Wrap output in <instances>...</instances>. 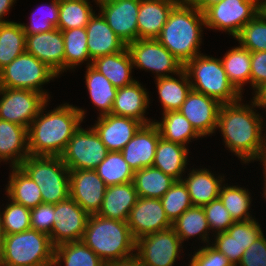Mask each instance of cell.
I'll list each match as a JSON object with an SVG mask.
<instances>
[{
    "label": "cell",
    "instance_id": "2e32d148",
    "mask_svg": "<svg viewBox=\"0 0 266 266\" xmlns=\"http://www.w3.org/2000/svg\"><path fill=\"white\" fill-rule=\"evenodd\" d=\"M106 188L95 170H70V197L89 215L99 212Z\"/></svg>",
    "mask_w": 266,
    "mask_h": 266
},
{
    "label": "cell",
    "instance_id": "ffe728a7",
    "mask_svg": "<svg viewBox=\"0 0 266 266\" xmlns=\"http://www.w3.org/2000/svg\"><path fill=\"white\" fill-rule=\"evenodd\" d=\"M26 52L45 63L58 76L64 72V37L58 28L26 35Z\"/></svg>",
    "mask_w": 266,
    "mask_h": 266
},
{
    "label": "cell",
    "instance_id": "681fc988",
    "mask_svg": "<svg viewBox=\"0 0 266 266\" xmlns=\"http://www.w3.org/2000/svg\"><path fill=\"white\" fill-rule=\"evenodd\" d=\"M190 260L189 266H232L228 258L210 244L195 251Z\"/></svg>",
    "mask_w": 266,
    "mask_h": 266
},
{
    "label": "cell",
    "instance_id": "30bf717a",
    "mask_svg": "<svg viewBox=\"0 0 266 266\" xmlns=\"http://www.w3.org/2000/svg\"><path fill=\"white\" fill-rule=\"evenodd\" d=\"M108 152L92 127L86 130L80 126L60 157L69 170H95Z\"/></svg>",
    "mask_w": 266,
    "mask_h": 266
},
{
    "label": "cell",
    "instance_id": "f1b7e54d",
    "mask_svg": "<svg viewBox=\"0 0 266 266\" xmlns=\"http://www.w3.org/2000/svg\"><path fill=\"white\" fill-rule=\"evenodd\" d=\"M188 148L178 143L167 141L162 137L156 146L153 167L158 168L175 180H182L187 165Z\"/></svg>",
    "mask_w": 266,
    "mask_h": 266
},
{
    "label": "cell",
    "instance_id": "ee69618b",
    "mask_svg": "<svg viewBox=\"0 0 266 266\" xmlns=\"http://www.w3.org/2000/svg\"><path fill=\"white\" fill-rule=\"evenodd\" d=\"M160 201L168 219L172 223L193 206L187 186L183 180H176L160 198Z\"/></svg>",
    "mask_w": 266,
    "mask_h": 266
},
{
    "label": "cell",
    "instance_id": "4dcf8cb0",
    "mask_svg": "<svg viewBox=\"0 0 266 266\" xmlns=\"http://www.w3.org/2000/svg\"><path fill=\"white\" fill-rule=\"evenodd\" d=\"M12 169L5 189L9 197L8 200L29 209L42 204L41 191L38 185L20 167H12Z\"/></svg>",
    "mask_w": 266,
    "mask_h": 266
},
{
    "label": "cell",
    "instance_id": "9a60e30c",
    "mask_svg": "<svg viewBox=\"0 0 266 266\" xmlns=\"http://www.w3.org/2000/svg\"><path fill=\"white\" fill-rule=\"evenodd\" d=\"M96 4L101 8L102 17L126 45L138 39L140 0H101Z\"/></svg>",
    "mask_w": 266,
    "mask_h": 266
},
{
    "label": "cell",
    "instance_id": "b9f144b4",
    "mask_svg": "<svg viewBox=\"0 0 266 266\" xmlns=\"http://www.w3.org/2000/svg\"><path fill=\"white\" fill-rule=\"evenodd\" d=\"M218 198L235 222L253 219L250 212H248L252 202L248 189L238 187V185L228 186L223 184Z\"/></svg>",
    "mask_w": 266,
    "mask_h": 266
},
{
    "label": "cell",
    "instance_id": "11a10c76",
    "mask_svg": "<svg viewBox=\"0 0 266 266\" xmlns=\"http://www.w3.org/2000/svg\"><path fill=\"white\" fill-rule=\"evenodd\" d=\"M104 266H145L140 259L134 254L121 260L105 262Z\"/></svg>",
    "mask_w": 266,
    "mask_h": 266
},
{
    "label": "cell",
    "instance_id": "836d02e7",
    "mask_svg": "<svg viewBox=\"0 0 266 266\" xmlns=\"http://www.w3.org/2000/svg\"><path fill=\"white\" fill-rule=\"evenodd\" d=\"M221 62L229 82L242 95L244 84L250 81L251 52L239 45L226 52Z\"/></svg>",
    "mask_w": 266,
    "mask_h": 266
},
{
    "label": "cell",
    "instance_id": "f907efd6",
    "mask_svg": "<svg viewBox=\"0 0 266 266\" xmlns=\"http://www.w3.org/2000/svg\"><path fill=\"white\" fill-rule=\"evenodd\" d=\"M54 204L42 203L31 209V228L50 235L55 225Z\"/></svg>",
    "mask_w": 266,
    "mask_h": 266
},
{
    "label": "cell",
    "instance_id": "ac0fdd59",
    "mask_svg": "<svg viewBox=\"0 0 266 266\" xmlns=\"http://www.w3.org/2000/svg\"><path fill=\"white\" fill-rule=\"evenodd\" d=\"M221 106L216 99L191 89L179 111L190 121L196 132L205 137L215 133Z\"/></svg>",
    "mask_w": 266,
    "mask_h": 266
},
{
    "label": "cell",
    "instance_id": "5b68a950",
    "mask_svg": "<svg viewBox=\"0 0 266 266\" xmlns=\"http://www.w3.org/2000/svg\"><path fill=\"white\" fill-rule=\"evenodd\" d=\"M54 248L48 234L33 228L5 235L0 245V266H53Z\"/></svg>",
    "mask_w": 266,
    "mask_h": 266
},
{
    "label": "cell",
    "instance_id": "4fadbf2b",
    "mask_svg": "<svg viewBox=\"0 0 266 266\" xmlns=\"http://www.w3.org/2000/svg\"><path fill=\"white\" fill-rule=\"evenodd\" d=\"M182 241L172 227L136 240L135 255L145 266H173Z\"/></svg>",
    "mask_w": 266,
    "mask_h": 266
},
{
    "label": "cell",
    "instance_id": "5bb4252c",
    "mask_svg": "<svg viewBox=\"0 0 266 266\" xmlns=\"http://www.w3.org/2000/svg\"><path fill=\"white\" fill-rule=\"evenodd\" d=\"M55 225L49 237L54 247L82 240L89 214L85 212L70 196L54 204Z\"/></svg>",
    "mask_w": 266,
    "mask_h": 266
},
{
    "label": "cell",
    "instance_id": "d6a6232c",
    "mask_svg": "<svg viewBox=\"0 0 266 266\" xmlns=\"http://www.w3.org/2000/svg\"><path fill=\"white\" fill-rule=\"evenodd\" d=\"M162 114V121H154L153 123L158 127L160 136L163 139L187 146V143L191 142L192 139L201 137L190 121L180 111Z\"/></svg>",
    "mask_w": 266,
    "mask_h": 266
},
{
    "label": "cell",
    "instance_id": "db71d44e",
    "mask_svg": "<svg viewBox=\"0 0 266 266\" xmlns=\"http://www.w3.org/2000/svg\"><path fill=\"white\" fill-rule=\"evenodd\" d=\"M249 83L254 92L266 83V51L251 52V74Z\"/></svg>",
    "mask_w": 266,
    "mask_h": 266
},
{
    "label": "cell",
    "instance_id": "7402d4cb",
    "mask_svg": "<svg viewBox=\"0 0 266 266\" xmlns=\"http://www.w3.org/2000/svg\"><path fill=\"white\" fill-rule=\"evenodd\" d=\"M93 15L87 24V48L90 59L121 52L127 45L111 29L100 13Z\"/></svg>",
    "mask_w": 266,
    "mask_h": 266
},
{
    "label": "cell",
    "instance_id": "7dc6e473",
    "mask_svg": "<svg viewBox=\"0 0 266 266\" xmlns=\"http://www.w3.org/2000/svg\"><path fill=\"white\" fill-rule=\"evenodd\" d=\"M261 225L254 219L234 222L226 231L246 251L255 240L263 234Z\"/></svg>",
    "mask_w": 266,
    "mask_h": 266
},
{
    "label": "cell",
    "instance_id": "44dd1931",
    "mask_svg": "<svg viewBox=\"0 0 266 266\" xmlns=\"http://www.w3.org/2000/svg\"><path fill=\"white\" fill-rule=\"evenodd\" d=\"M160 137L159 129L154 123L143 125L120 151L134 172L153 165Z\"/></svg>",
    "mask_w": 266,
    "mask_h": 266
},
{
    "label": "cell",
    "instance_id": "83f0119b",
    "mask_svg": "<svg viewBox=\"0 0 266 266\" xmlns=\"http://www.w3.org/2000/svg\"><path fill=\"white\" fill-rule=\"evenodd\" d=\"M91 66L117 89L136 81L131 76L133 64L127 48L121 52L98 57L92 61Z\"/></svg>",
    "mask_w": 266,
    "mask_h": 266
},
{
    "label": "cell",
    "instance_id": "bcb514c9",
    "mask_svg": "<svg viewBox=\"0 0 266 266\" xmlns=\"http://www.w3.org/2000/svg\"><path fill=\"white\" fill-rule=\"evenodd\" d=\"M2 211V226L5 235L19 233L31 228V209L10 200Z\"/></svg>",
    "mask_w": 266,
    "mask_h": 266
},
{
    "label": "cell",
    "instance_id": "8d00e7d4",
    "mask_svg": "<svg viewBox=\"0 0 266 266\" xmlns=\"http://www.w3.org/2000/svg\"><path fill=\"white\" fill-rule=\"evenodd\" d=\"M104 266V262L82 240L60 244L54 248L53 266Z\"/></svg>",
    "mask_w": 266,
    "mask_h": 266
},
{
    "label": "cell",
    "instance_id": "91938a15",
    "mask_svg": "<svg viewBox=\"0 0 266 266\" xmlns=\"http://www.w3.org/2000/svg\"><path fill=\"white\" fill-rule=\"evenodd\" d=\"M260 162H263V166L266 167V136H264V146L260 157Z\"/></svg>",
    "mask_w": 266,
    "mask_h": 266
},
{
    "label": "cell",
    "instance_id": "52a82bcc",
    "mask_svg": "<svg viewBox=\"0 0 266 266\" xmlns=\"http://www.w3.org/2000/svg\"><path fill=\"white\" fill-rule=\"evenodd\" d=\"M19 167L38 185L43 203L57 204L70 196V170L61 157L29 155Z\"/></svg>",
    "mask_w": 266,
    "mask_h": 266
},
{
    "label": "cell",
    "instance_id": "7a4b0ae2",
    "mask_svg": "<svg viewBox=\"0 0 266 266\" xmlns=\"http://www.w3.org/2000/svg\"><path fill=\"white\" fill-rule=\"evenodd\" d=\"M46 102L28 128L29 155L60 157L85 119V109L65 103L43 114Z\"/></svg>",
    "mask_w": 266,
    "mask_h": 266
},
{
    "label": "cell",
    "instance_id": "d4e9b609",
    "mask_svg": "<svg viewBox=\"0 0 266 266\" xmlns=\"http://www.w3.org/2000/svg\"><path fill=\"white\" fill-rule=\"evenodd\" d=\"M28 156V129L0 119V162L11 161V167H19Z\"/></svg>",
    "mask_w": 266,
    "mask_h": 266
},
{
    "label": "cell",
    "instance_id": "d6986e66",
    "mask_svg": "<svg viewBox=\"0 0 266 266\" xmlns=\"http://www.w3.org/2000/svg\"><path fill=\"white\" fill-rule=\"evenodd\" d=\"M92 126L108 151H121L144 125L131 117L105 114Z\"/></svg>",
    "mask_w": 266,
    "mask_h": 266
},
{
    "label": "cell",
    "instance_id": "8fae6325",
    "mask_svg": "<svg viewBox=\"0 0 266 266\" xmlns=\"http://www.w3.org/2000/svg\"><path fill=\"white\" fill-rule=\"evenodd\" d=\"M133 67L156 74L155 78L177 75L183 64L157 39H137L127 44ZM168 73V74H167ZM172 75H169V74Z\"/></svg>",
    "mask_w": 266,
    "mask_h": 266
},
{
    "label": "cell",
    "instance_id": "277c9868",
    "mask_svg": "<svg viewBox=\"0 0 266 266\" xmlns=\"http://www.w3.org/2000/svg\"><path fill=\"white\" fill-rule=\"evenodd\" d=\"M82 241L105 263L133 256L136 240L125 221L90 215Z\"/></svg>",
    "mask_w": 266,
    "mask_h": 266
},
{
    "label": "cell",
    "instance_id": "e575fe53",
    "mask_svg": "<svg viewBox=\"0 0 266 266\" xmlns=\"http://www.w3.org/2000/svg\"><path fill=\"white\" fill-rule=\"evenodd\" d=\"M85 80L92 103L100 109V116L110 114L117 88L91 65L87 66Z\"/></svg>",
    "mask_w": 266,
    "mask_h": 266
},
{
    "label": "cell",
    "instance_id": "7c38bea8",
    "mask_svg": "<svg viewBox=\"0 0 266 266\" xmlns=\"http://www.w3.org/2000/svg\"><path fill=\"white\" fill-rule=\"evenodd\" d=\"M0 119L29 128L42 106L49 102L41 93L0 87Z\"/></svg>",
    "mask_w": 266,
    "mask_h": 266
},
{
    "label": "cell",
    "instance_id": "6f0895ef",
    "mask_svg": "<svg viewBox=\"0 0 266 266\" xmlns=\"http://www.w3.org/2000/svg\"><path fill=\"white\" fill-rule=\"evenodd\" d=\"M253 99L258 104L259 108H266V83L255 92Z\"/></svg>",
    "mask_w": 266,
    "mask_h": 266
},
{
    "label": "cell",
    "instance_id": "7bdbcfd3",
    "mask_svg": "<svg viewBox=\"0 0 266 266\" xmlns=\"http://www.w3.org/2000/svg\"><path fill=\"white\" fill-rule=\"evenodd\" d=\"M235 38L250 52L266 51V14L261 10Z\"/></svg>",
    "mask_w": 266,
    "mask_h": 266
},
{
    "label": "cell",
    "instance_id": "6da1fadb",
    "mask_svg": "<svg viewBox=\"0 0 266 266\" xmlns=\"http://www.w3.org/2000/svg\"><path fill=\"white\" fill-rule=\"evenodd\" d=\"M242 100L241 98L233 103L222 104L217 128L224 137L225 147L235 153L243 163L256 159L259 161L264 146L265 133L262 134L264 121L262 116L254 111L255 107H259L254 99L251 106L241 104Z\"/></svg>",
    "mask_w": 266,
    "mask_h": 266
},
{
    "label": "cell",
    "instance_id": "cb8c5ba5",
    "mask_svg": "<svg viewBox=\"0 0 266 266\" xmlns=\"http://www.w3.org/2000/svg\"><path fill=\"white\" fill-rule=\"evenodd\" d=\"M149 100L146 88L144 89L136 80L130 85L117 89L111 114L131 117L144 125L151 124L154 121L145 117V111L150 103Z\"/></svg>",
    "mask_w": 266,
    "mask_h": 266
},
{
    "label": "cell",
    "instance_id": "9f6ffc18",
    "mask_svg": "<svg viewBox=\"0 0 266 266\" xmlns=\"http://www.w3.org/2000/svg\"><path fill=\"white\" fill-rule=\"evenodd\" d=\"M190 4H192L196 9L200 12H204L206 9L211 7L212 5L219 3L221 0H187Z\"/></svg>",
    "mask_w": 266,
    "mask_h": 266
},
{
    "label": "cell",
    "instance_id": "4316f807",
    "mask_svg": "<svg viewBox=\"0 0 266 266\" xmlns=\"http://www.w3.org/2000/svg\"><path fill=\"white\" fill-rule=\"evenodd\" d=\"M188 178L182 179L187 186L193 206H203L218 199L224 176L215 177L208 169H192ZM223 177V178H222Z\"/></svg>",
    "mask_w": 266,
    "mask_h": 266
},
{
    "label": "cell",
    "instance_id": "f35d334b",
    "mask_svg": "<svg viewBox=\"0 0 266 266\" xmlns=\"http://www.w3.org/2000/svg\"><path fill=\"white\" fill-rule=\"evenodd\" d=\"M64 37V71L75 68L84 61L87 66L92 64L87 48L86 28L61 30Z\"/></svg>",
    "mask_w": 266,
    "mask_h": 266
},
{
    "label": "cell",
    "instance_id": "603a6c76",
    "mask_svg": "<svg viewBox=\"0 0 266 266\" xmlns=\"http://www.w3.org/2000/svg\"><path fill=\"white\" fill-rule=\"evenodd\" d=\"M180 0H140L138 39H157L173 7Z\"/></svg>",
    "mask_w": 266,
    "mask_h": 266
},
{
    "label": "cell",
    "instance_id": "c3c4849f",
    "mask_svg": "<svg viewBox=\"0 0 266 266\" xmlns=\"http://www.w3.org/2000/svg\"><path fill=\"white\" fill-rule=\"evenodd\" d=\"M202 207L206 214L210 230L212 229L216 234L226 232L235 222L219 198Z\"/></svg>",
    "mask_w": 266,
    "mask_h": 266
},
{
    "label": "cell",
    "instance_id": "e0dca14e",
    "mask_svg": "<svg viewBox=\"0 0 266 266\" xmlns=\"http://www.w3.org/2000/svg\"><path fill=\"white\" fill-rule=\"evenodd\" d=\"M127 224L135 240L172 227L160 199L138 197Z\"/></svg>",
    "mask_w": 266,
    "mask_h": 266
},
{
    "label": "cell",
    "instance_id": "816d5d0a",
    "mask_svg": "<svg viewBox=\"0 0 266 266\" xmlns=\"http://www.w3.org/2000/svg\"><path fill=\"white\" fill-rule=\"evenodd\" d=\"M214 244L212 246L223 253L232 264L237 266L245 251H241V246L227 232L215 234Z\"/></svg>",
    "mask_w": 266,
    "mask_h": 266
},
{
    "label": "cell",
    "instance_id": "f546056e",
    "mask_svg": "<svg viewBox=\"0 0 266 266\" xmlns=\"http://www.w3.org/2000/svg\"><path fill=\"white\" fill-rule=\"evenodd\" d=\"M177 77L179 79L173 76L156 78V87L163 113L179 111L187 94L192 89L188 74L184 69L177 74Z\"/></svg>",
    "mask_w": 266,
    "mask_h": 266
},
{
    "label": "cell",
    "instance_id": "60d3db41",
    "mask_svg": "<svg viewBox=\"0 0 266 266\" xmlns=\"http://www.w3.org/2000/svg\"><path fill=\"white\" fill-rule=\"evenodd\" d=\"M88 0H59V30L83 28L95 14Z\"/></svg>",
    "mask_w": 266,
    "mask_h": 266
},
{
    "label": "cell",
    "instance_id": "ab89813d",
    "mask_svg": "<svg viewBox=\"0 0 266 266\" xmlns=\"http://www.w3.org/2000/svg\"><path fill=\"white\" fill-rule=\"evenodd\" d=\"M95 171L107 187L133 182L135 173L124 160L120 151H109L105 159L96 167Z\"/></svg>",
    "mask_w": 266,
    "mask_h": 266
},
{
    "label": "cell",
    "instance_id": "f6af8a7d",
    "mask_svg": "<svg viewBox=\"0 0 266 266\" xmlns=\"http://www.w3.org/2000/svg\"><path fill=\"white\" fill-rule=\"evenodd\" d=\"M47 6L48 7H46L45 4V7L46 9H48V11L44 13L42 12L43 4L41 5L42 9L38 6V8L31 15L29 25L21 23L25 35H34L42 32H48L57 28L59 21V0H51V3ZM37 11L38 13L39 11L41 13L39 16L37 14Z\"/></svg>",
    "mask_w": 266,
    "mask_h": 266
},
{
    "label": "cell",
    "instance_id": "3957f363",
    "mask_svg": "<svg viewBox=\"0 0 266 266\" xmlns=\"http://www.w3.org/2000/svg\"><path fill=\"white\" fill-rule=\"evenodd\" d=\"M203 26H206L203 13L187 0H180L171 10L157 40L184 66L201 54Z\"/></svg>",
    "mask_w": 266,
    "mask_h": 266
},
{
    "label": "cell",
    "instance_id": "74e56055",
    "mask_svg": "<svg viewBox=\"0 0 266 266\" xmlns=\"http://www.w3.org/2000/svg\"><path fill=\"white\" fill-rule=\"evenodd\" d=\"M172 228L182 243L190 237L199 235L204 243L210 244V226L202 206H192L172 223ZM209 231V232H208Z\"/></svg>",
    "mask_w": 266,
    "mask_h": 266
},
{
    "label": "cell",
    "instance_id": "484cf974",
    "mask_svg": "<svg viewBox=\"0 0 266 266\" xmlns=\"http://www.w3.org/2000/svg\"><path fill=\"white\" fill-rule=\"evenodd\" d=\"M137 199L138 194L133 182L108 186L97 215L127 222Z\"/></svg>",
    "mask_w": 266,
    "mask_h": 266
},
{
    "label": "cell",
    "instance_id": "be15d7a7",
    "mask_svg": "<svg viewBox=\"0 0 266 266\" xmlns=\"http://www.w3.org/2000/svg\"><path fill=\"white\" fill-rule=\"evenodd\" d=\"M261 10L266 14V0H261Z\"/></svg>",
    "mask_w": 266,
    "mask_h": 266
},
{
    "label": "cell",
    "instance_id": "1f68e13d",
    "mask_svg": "<svg viewBox=\"0 0 266 266\" xmlns=\"http://www.w3.org/2000/svg\"><path fill=\"white\" fill-rule=\"evenodd\" d=\"M176 180L156 167L135 171L133 184L138 197L160 199Z\"/></svg>",
    "mask_w": 266,
    "mask_h": 266
},
{
    "label": "cell",
    "instance_id": "d590c367",
    "mask_svg": "<svg viewBox=\"0 0 266 266\" xmlns=\"http://www.w3.org/2000/svg\"><path fill=\"white\" fill-rule=\"evenodd\" d=\"M26 52V35L21 23H0V71Z\"/></svg>",
    "mask_w": 266,
    "mask_h": 266
},
{
    "label": "cell",
    "instance_id": "f5cc1de1",
    "mask_svg": "<svg viewBox=\"0 0 266 266\" xmlns=\"http://www.w3.org/2000/svg\"><path fill=\"white\" fill-rule=\"evenodd\" d=\"M239 266H266V238L264 234L244 252Z\"/></svg>",
    "mask_w": 266,
    "mask_h": 266
},
{
    "label": "cell",
    "instance_id": "94428289",
    "mask_svg": "<svg viewBox=\"0 0 266 266\" xmlns=\"http://www.w3.org/2000/svg\"><path fill=\"white\" fill-rule=\"evenodd\" d=\"M5 234H4V231H3V226H2V212L0 211V245H1V242L4 238Z\"/></svg>",
    "mask_w": 266,
    "mask_h": 266
},
{
    "label": "cell",
    "instance_id": "680465c9",
    "mask_svg": "<svg viewBox=\"0 0 266 266\" xmlns=\"http://www.w3.org/2000/svg\"><path fill=\"white\" fill-rule=\"evenodd\" d=\"M16 0H0V23H6L10 21H6L4 16L10 11V7L15 4Z\"/></svg>",
    "mask_w": 266,
    "mask_h": 266
},
{
    "label": "cell",
    "instance_id": "ba28073f",
    "mask_svg": "<svg viewBox=\"0 0 266 266\" xmlns=\"http://www.w3.org/2000/svg\"><path fill=\"white\" fill-rule=\"evenodd\" d=\"M56 77L58 75L45 63L24 52L0 71V87L36 91L49 99L42 85Z\"/></svg>",
    "mask_w": 266,
    "mask_h": 266
},
{
    "label": "cell",
    "instance_id": "9c48e42d",
    "mask_svg": "<svg viewBox=\"0 0 266 266\" xmlns=\"http://www.w3.org/2000/svg\"><path fill=\"white\" fill-rule=\"evenodd\" d=\"M261 11V0H221L203 12L205 27L227 31L233 38Z\"/></svg>",
    "mask_w": 266,
    "mask_h": 266
},
{
    "label": "cell",
    "instance_id": "6125c7cd",
    "mask_svg": "<svg viewBox=\"0 0 266 266\" xmlns=\"http://www.w3.org/2000/svg\"><path fill=\"white\" fill-rule=\"evenodd\" d=\"M263 171H264L263 173H264V177H265V178H264V182H265V183H264V184H265V185H264V189H265V190H264V198L266 199V167H264V166H263Z\"/></svg>",
    "mask_w": 266,
    "mask_h": 266
},
{
    "label": "cell",
    "instance_id": "8992f818",
    "mask_svg": "<svg viewBox=\"0 0 266 266\" xmlns=\"http://www.w3.org/2000/svg\"><path fill=\"white\" fill-rule=\"evenodd\" d=\"M183 69L188 74L192 90L221 104L233 103L243 97L229 82L220 58L202 53L188 61Z\"/></svg>",
    "mask_w": 266,
    "mask_h": 266
}]
</instances>
